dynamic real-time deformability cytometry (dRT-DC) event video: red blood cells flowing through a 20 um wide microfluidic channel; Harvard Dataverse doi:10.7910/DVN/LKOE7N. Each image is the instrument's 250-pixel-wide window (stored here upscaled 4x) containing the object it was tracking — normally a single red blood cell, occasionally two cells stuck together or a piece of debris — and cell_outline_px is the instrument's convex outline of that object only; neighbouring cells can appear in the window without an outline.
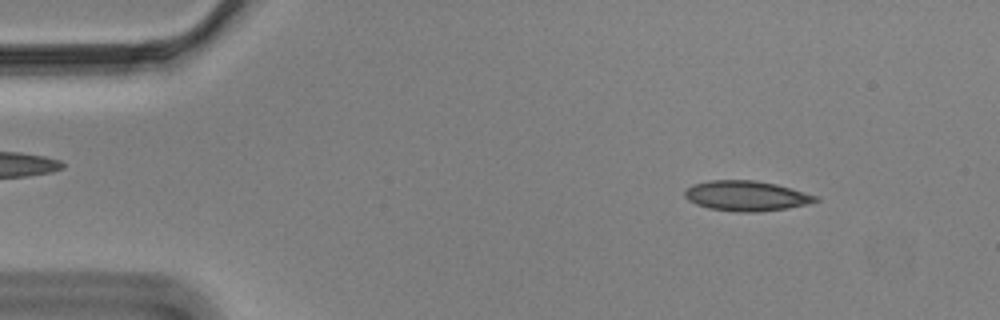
{"species": "Egyptian fruit bat (a non-hibernating species)", "species_latin": "Rousettus aegyptiacus", "temperature_condition": "cold", "stored_images_in_passage": 52, "camera_frame_rate_fps": 3000, "um_per_image_px": 0.085, "animal": {"sex": "male"}, "frame": {"image": 1, "passage_image": 3, "time_ms": 0.667, "image_size_px": [1000, 320], "cell_outline_px": [[820, 200], [808, 204], [788, 208], [756, 212], [736, 212], [708, 208], [696, 204], [688, 200], [684, 196], [684, 192], [692, 184], [708, 180], [756, 180], [776, 184], [792, 188], [820, 196]], "centroid_in_image_um": [63.46, 16.64], "position_along_channel_um": 21.5, "area_um2": 23.24}}
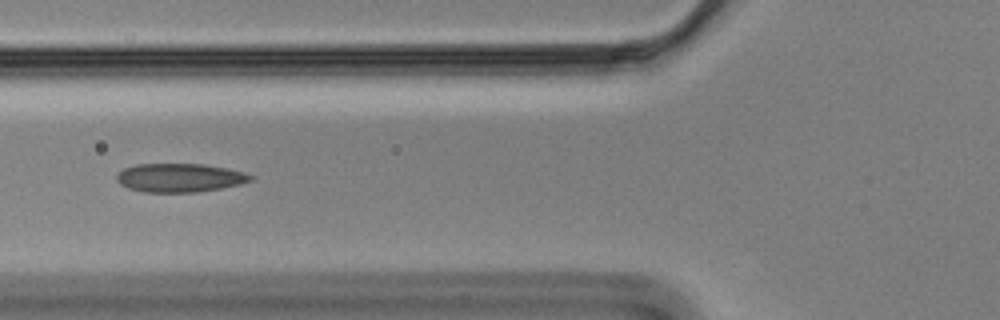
{"frame": {"image": 2, "passage_image": 17, "time_ms": 5.333, "image_size_px": [1000, 320], "cell_outline_px": [[256, 176], [252, 180], [240, 184], [220, 188], [196, 192], [144, 192], [128, 188], [120, 184], [116, 180], [116, 176], [124, 168], [136, 164], [204, 164], [244, 172]], "centroid_in_image_um": [15.27, 15.11], "position_along_channel_um": 110.5, "area_um2": 22.31}}
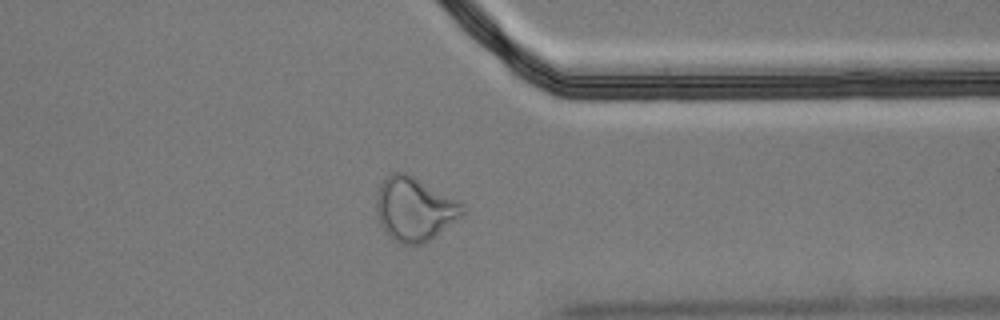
{"frame": {"image": 3, "passage_image": 40, "time_ms": 13.0, "image_size_px": [1000, 320], "cell_outline_px": [[468, 208], [460, 216], [424, 244], [400, 244], [392, 240], [380, 224], [376, 212], [376, 196], [380, 184], [392, 172], [404, 172], [412, 176], [464, 204]], "centroid_in_image_um": [35.2, 17.78], "position_along_channel_um": 376.2, "area_um2": 31.56}, "authors_computed_cell_mechanics": {"area_um2": 22.8599, "velocity_mm_per_s": 3.5198, "shape_relaxation_time_tau1_ms": null, "shape_relaxation_time_tau2_ms": 2.7182, "deformation_change_tau1": null, "deformation_change_tau2": 0.111}}